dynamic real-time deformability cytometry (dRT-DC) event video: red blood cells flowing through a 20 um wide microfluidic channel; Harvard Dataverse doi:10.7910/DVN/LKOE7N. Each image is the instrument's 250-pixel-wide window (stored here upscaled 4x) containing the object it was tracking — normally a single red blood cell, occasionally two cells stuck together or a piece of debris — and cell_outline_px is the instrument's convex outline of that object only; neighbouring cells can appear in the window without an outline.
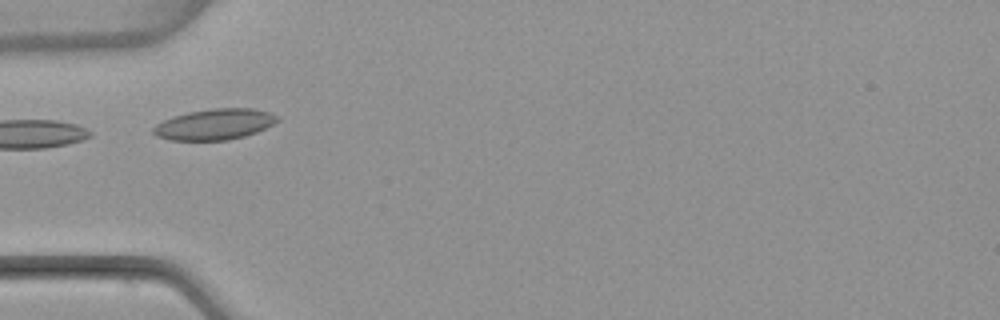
{"species": "common noctule bat (a hibernating species)", "species_latin": "Nyctalus noctula", "temperature_condition": "warm", "stored_images_in_passage": 5, "camera_frame_rate_fps": 3000, "um_per_image_px": 0.085, "animal": {"sex": "female", "body_mass_g": 22.7, "forearm_length_mm": 54.2}, "frame": {"image": 1, "passage_image": 4, "time_ms": 3.667, "image_size_px": [1000, 320], "cell_outline_px": [[280, 120], [256, 132], [244, 136], [228, 140], [168, 140], [156, 136], [152, 132], [152, 128], [156, 124], [164, 120], [188, 112], [212, 108], [252, 108], [268, 112], [280, 116]], "centroid_in_image_um": [18.24, 10.57], "position_along_channel_um": 66.8, "area_um2": 22.25}}
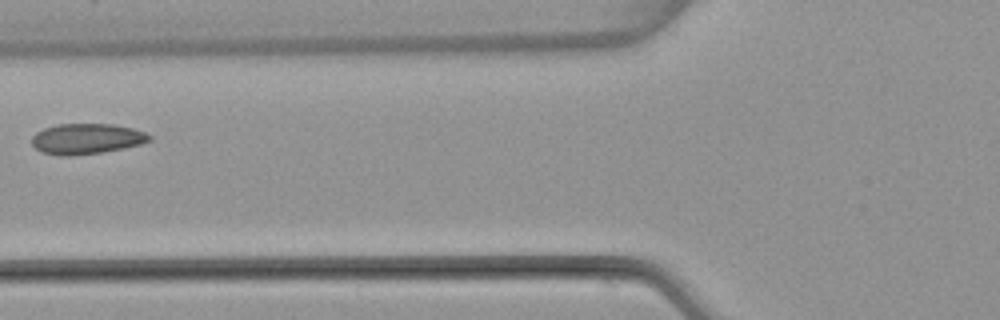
{"frame": {"image": 2, "passage_image": 5, "time_ms": 5.0, "image_size_px": [1000, 320], "cell_outline_px": [[152, 140], [140, 144], [124, 148], [104, 152], [72, 156], [60, 156], [40, 152], [32, 144], [32, 136], [36, 132], [44, 128], [56, 124], [112, 124], [132, 128], [144, 132], [152, 136]], "centroid_in_image_um": [7.34, 11.8], "position_along_channel_um": 118.5, "area_um2": 21.1}}